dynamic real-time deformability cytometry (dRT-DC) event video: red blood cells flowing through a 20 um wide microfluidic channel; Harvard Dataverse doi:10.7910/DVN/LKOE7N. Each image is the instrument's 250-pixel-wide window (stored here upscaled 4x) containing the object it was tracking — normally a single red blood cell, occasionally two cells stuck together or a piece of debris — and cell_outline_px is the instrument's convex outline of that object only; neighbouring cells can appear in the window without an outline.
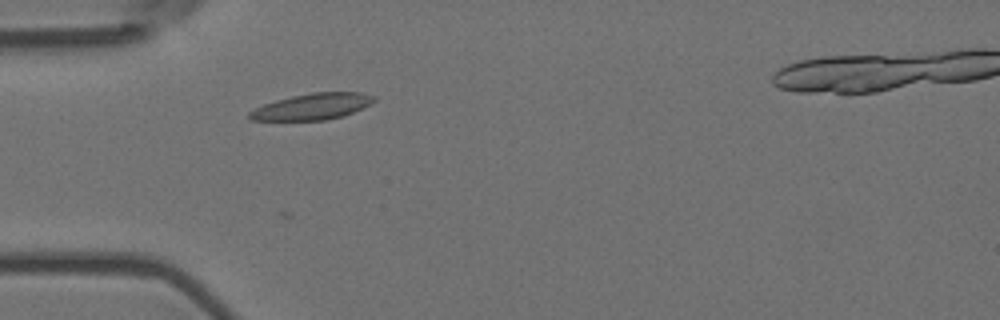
{"species": "Egyptian fruit bat (a non-hibernating species)", "species_latin": "Rousettus aegyptiacus", "temperature_condition": "room temperature", "stored_images_in_passage": 4, "camera_frame_rate_fps": 3000, "um_per_image_px": 0.085, "animal": {"sex": "female"}, "frame": {"image": 1, "passage_image": 3, "time_ms": 0.667, "image_size_px": [1000, 320], "cell_outline_px": [[376, 100], [344, 116], [324, 120], [252, 120], [248, 116], [248, 112], [264, 104], [276, 100], [292, 96], [312, 92], [360, 92], [376, 96]], "centroid_in_image_um": [26.54, 9.05], "position_along_channel_um": 58.5, "area_um2": 18.84}}